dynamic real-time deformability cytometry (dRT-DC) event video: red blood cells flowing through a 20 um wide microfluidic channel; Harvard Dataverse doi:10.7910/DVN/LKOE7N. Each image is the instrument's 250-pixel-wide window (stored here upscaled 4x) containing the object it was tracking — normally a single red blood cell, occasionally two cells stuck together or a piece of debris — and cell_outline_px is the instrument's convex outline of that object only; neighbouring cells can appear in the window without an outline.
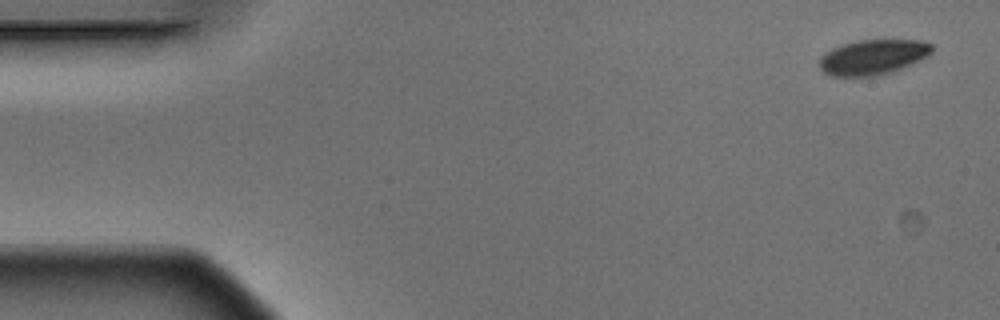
{"species": "Egyptian fruit bat (a non-hibernating species)", "species_latin": "Rousettus aegyptiacus", "temperature_condition": "warm", "stored_images_in_passage": 5, "camera_frame_rate_fps": 3000, "um_per_image_px": 0.085, "animal": {"sex": "male"}, "frame": {"image": 1, "passage_image": 1, "time_ms": 0.0, "image_size_px": [1000, 320], "cell_outline_px": [[932, 52], [928, 56], [912, 64], [892, 72], [876, 76], [832, 76], [824, 72], [820, 68], [820, 56], [832, 48], [856, 40], [920, 40], [932, 44]], "centroid_in_image_um": [74.21, 4.85], "position_along_channel_um": 10.8, "area_um2": 23.06}}
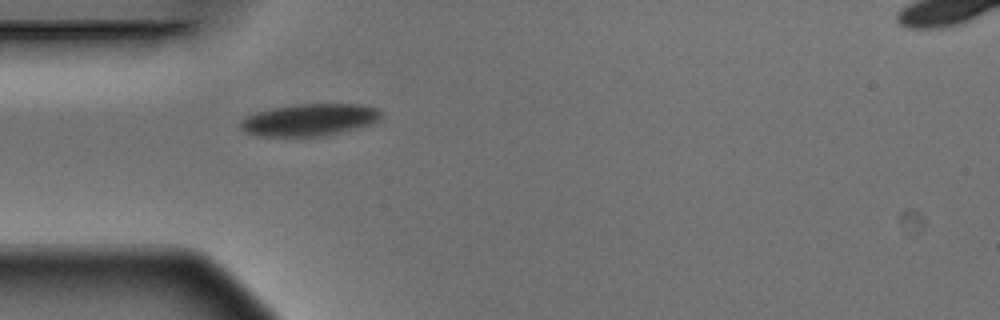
{"frame": {"image": 2, "passage_image": 5, "time_ms": 1.333, "image_size_px": [1000, 320], "cell_outline_px": [[384, 112], [380, 120], [372, 124], [324, 136], [256, 136], [244, 132], [240, 128], [240, 120], [244, 116], [256, 112], [272, 108], [296, 104], [356, 104], [376, 108]], "centroid_in_image_um": [26.28, 10.19], "position_along_channel_um": 58.7, "area_um2": 26.53}}